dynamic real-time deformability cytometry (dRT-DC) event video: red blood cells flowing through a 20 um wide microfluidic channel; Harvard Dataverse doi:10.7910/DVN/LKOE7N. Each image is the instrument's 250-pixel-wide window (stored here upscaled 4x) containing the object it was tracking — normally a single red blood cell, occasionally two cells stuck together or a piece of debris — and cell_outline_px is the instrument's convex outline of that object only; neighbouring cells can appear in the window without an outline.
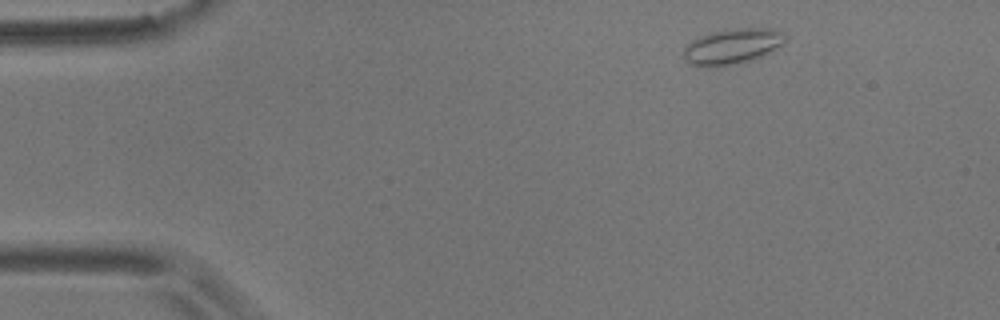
{"species": "common noctule bat (a hibernating species)", "species_latin": "Nyctalus noctula", "temperature_condition": "room temperature", "stored_images_in_passage": 5, "camera_frame_rate_fps": 3000, "um_per_image_px": 0.085, "animal": {"sex": "male", "body_mass_g": 17.9}, "frame": {"image": 1, "passage_image": 1, "time_ms": 0.0, "image_size_px": [1000, 320], "cell_outline_px": [[788, 36], [784, 44], [752, 60], [736, 64], [716, 68], [700, 68], [688, 64], [684, 60], [684, 48], [696, 36], [712, 32], [736, 28], [768, 28], [784, 32]], "centroid_in_image_um": [62.21, 3.96], "position_along_channel_um": 22.8, "area_um2": 21.56}}
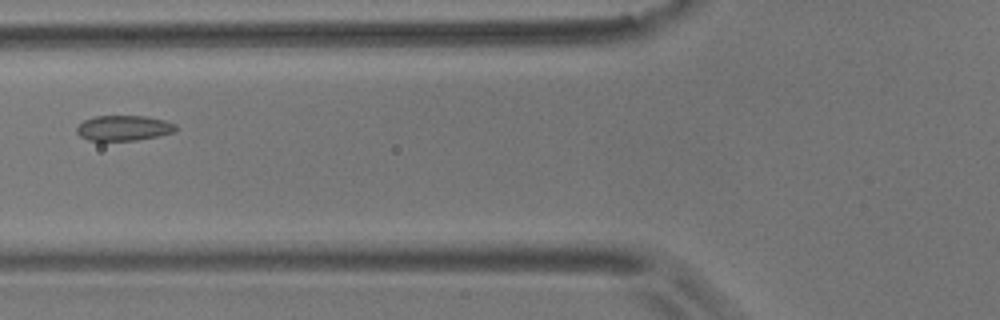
{"frame": {"image": 2, "passage_image": 5, "time_ms": 4.667, "image_size_px": [1000, 320], "cell_outline_px": [[176, 132], [136, 140], [88, 140], [80, 136], [76, 132], [76, 128], [84, 120], [96, 116], [144, 116], [164, 120], [176, 124]], "centroid_in_image_um": [10.52, 10.88], "position_along_channel_um": 115.3, "area_um2": 14.45}}